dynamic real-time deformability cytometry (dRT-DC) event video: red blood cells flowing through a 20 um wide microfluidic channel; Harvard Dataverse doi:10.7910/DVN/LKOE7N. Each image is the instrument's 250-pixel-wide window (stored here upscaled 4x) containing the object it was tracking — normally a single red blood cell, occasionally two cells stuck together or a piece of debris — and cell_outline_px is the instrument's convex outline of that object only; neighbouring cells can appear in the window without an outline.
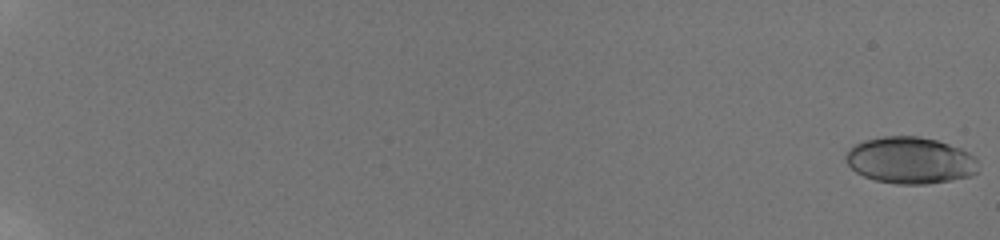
{"species": "human", "species_latin": "Homo sapiens", "temperature_condition": "room temperature", "stored_images_in_passage": 59, "camera_frame_rate_fps": 3000, "um_per_image_px": 0.085, "donor": {"sex": "male"}, "frame": {"image": 1, "passage_image": 1, "time_ms": 0.0, "image_size_px": [1000, 240], "cell_outline_px": [[976, 172], [972, 176], [928, 184], [896, 184], [876, 180], [864, 176], [856, 172], [844, 160], [844, 156], [848, 148], [864, 140], [884, 136], [920, 136], [936, 140], [960, 148], [976, 156]], "centroid_in_image_um": [77.34, 13.62], "position_along_channel_um": 7.7, "area_um2": 36.13}}
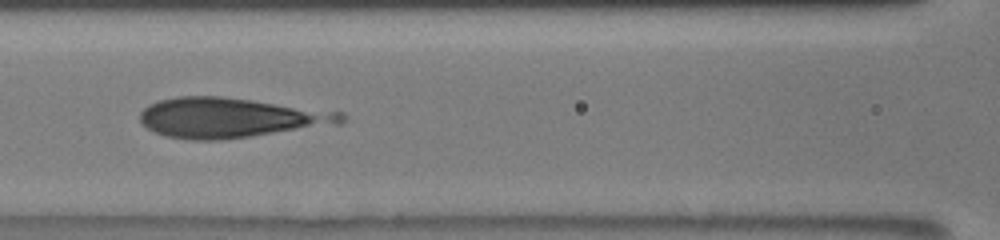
{"frame": {"image": 2, "passage_image": 32, "time_ms": 10.333, "image_size_px": [1000, 240], "cell_outline_px": [[344, 120], [340, 124], [252, 136], [220, 140], [192, 140], [164, 136], [148, 128], [140, 120], [140, 112], [148, 104], [160, 100], [180, 96], [220, 96], [252, 100], [344, 112]], "centroid_in_image_um": [19.57, 10.01], "position_along_channel_um": 147.0, "area_um2": 46.64}}
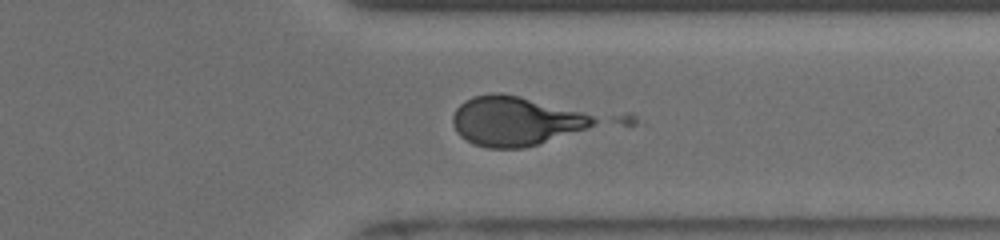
{"frame": {"image": 3, "passage_image": 49, "time_ms": 16.0, "image_size_px": [1000, 240], "cell_outline_px": [[604, 120], [588, 128], [524, 148], [488, 148], [472, 144], [460, 136], [456, 132], [452, 124], [452, 116], [456, 108], [464, 100], [472, 96], [492, 92], [500, 92], [520, 96], [580, 112]], "centroid_in_image_um": [43.77, 10.29], "position_along_channel_um": 367.6, "area_um2": 40.63}, "authors_computed_cell_mechanics": {"area_um2": 40.1132, "velocity_mm_per_s": 3.87, "shape_relaxation_time_tau1_ms": 4.9105, "shape_relaxation_time_tau2_ms": null, "deformation_change_tau1": 0.2542, "deformation_change_tau2": null}}